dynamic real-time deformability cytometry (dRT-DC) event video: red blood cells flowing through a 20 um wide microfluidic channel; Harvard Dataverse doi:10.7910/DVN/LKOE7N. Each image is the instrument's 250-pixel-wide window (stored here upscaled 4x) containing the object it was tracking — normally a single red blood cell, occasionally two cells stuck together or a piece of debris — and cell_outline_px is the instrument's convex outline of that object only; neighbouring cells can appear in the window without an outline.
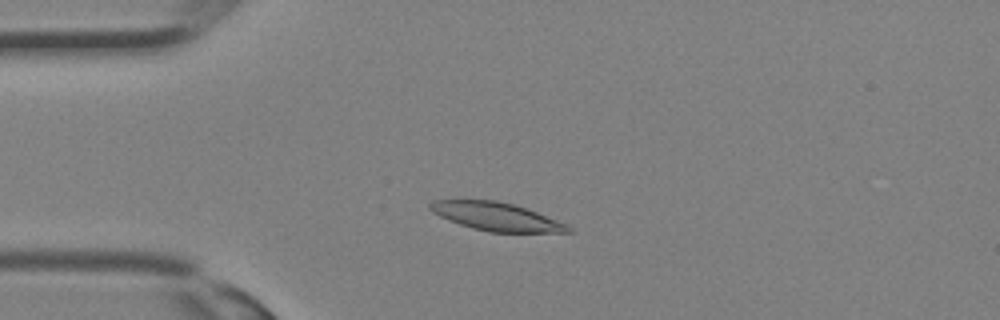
{"species": "Egyptian fruit bat (a non-hibernating species)", "species_latin": "Rousettus aegyptiacus", "temperature_condition": "room temperature", "stored_images_in_passage": 31, "camera_frame_rate_fps": 3000, "um_per_image_px": 0.085, "animal": {"sex": "female"}, "frame": {"image": 1, "passage_image": 7, "time_ms": 2.0, "image_size_px": [1000, 320], "cell_outline_px": [[572, 232], [488, 232], [472, 228], [460, 224], [440, 216], [432, 212], [428, 208], [428, 204], [432, 200], [496, 200], [512, 204], [536, 212], [556, 220], [572, 228]], "centroid_in_image_um": [42.13, 18.41], "position_along_channel_um": 42.9, "area_um2": 22.37}}
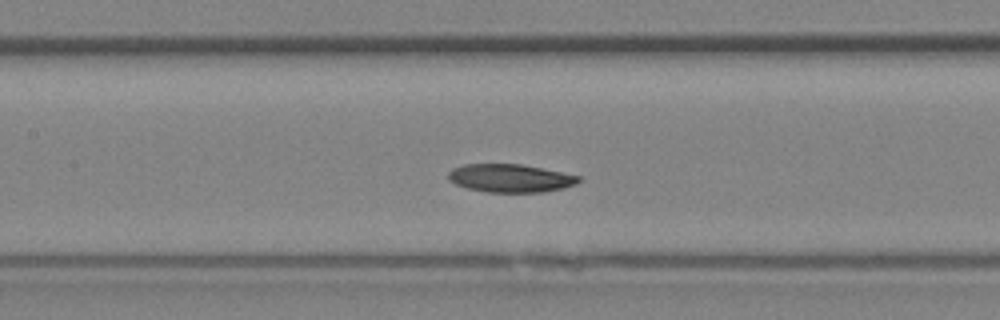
{"frame": {"image": 2, "passage_image": 14, "time_ms": 4.333, "image_size_px": [1000, 320], "cell_outline_px": [[580, 180], [576, 184], [564, 188], [544, 192], [484, 192], [468, 188], [456, 184], [448, 180], [448, 172], [452, 168], [464, 164], [520, 164], [580, 176]], "centroid_in_image_um": [43.35, 15.15], "position_along_channel_um": 164.1, "area_um2": 21.33}}
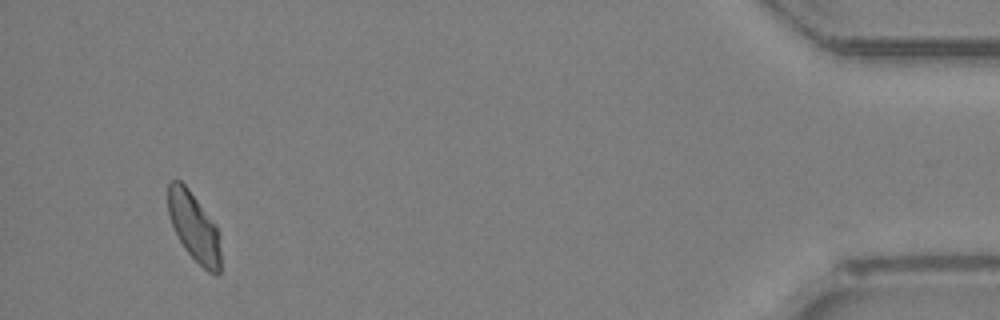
{"frame": {"image": 3, "passage_image": 30, "time_ms": 9.667, "image_size_px": [1000, 320], "cell_outline_px": [[220, 272], [216, 276], [208, 272], [184, 248], [172, 224], [168, 212], [168, 180], [180, 180], [188, 188], [216, 224], [220, 252]], "centroid_in_image_um": [16.49, 19.27], "position_along_channel_um": 418.7, "area_um2": 20.81}}